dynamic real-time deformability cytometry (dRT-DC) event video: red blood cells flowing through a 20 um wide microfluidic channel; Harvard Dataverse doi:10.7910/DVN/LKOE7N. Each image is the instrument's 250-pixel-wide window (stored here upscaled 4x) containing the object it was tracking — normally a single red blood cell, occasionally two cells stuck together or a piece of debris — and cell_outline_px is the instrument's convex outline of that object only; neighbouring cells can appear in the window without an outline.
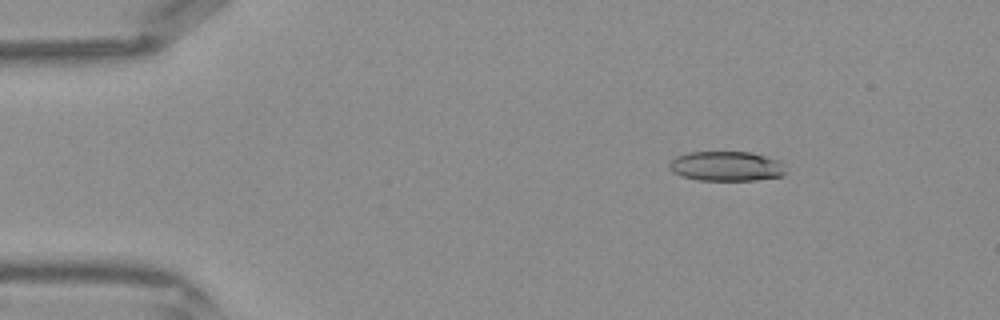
{"species": "Egyptian fruit bat (a non-hibernating species)", "species_latin": "Rousettus aegyptiacus", "temperature_condition": "warm", "stored_images_in_passage": 40, "camera_frame_rate_fps": 3000, "um_per_image_px": 0.085, "frame": {"image": 1, "passage_image": 4, "time_ms": 1.0, "image_size_px": [1000, 320], "cell_outline_px": [[784, 172], [780, 176], [756, 180], [700, 180], [680, 176], [672, 172], [668, 168], [668, 164], [676, 156], [688, 152], [748, 152], [780, 160], [784, 164]], "centroid_in_image_um": [61.69, 14.12], "position_along_channel_um": 23.3, "area_um2": 20.17}}
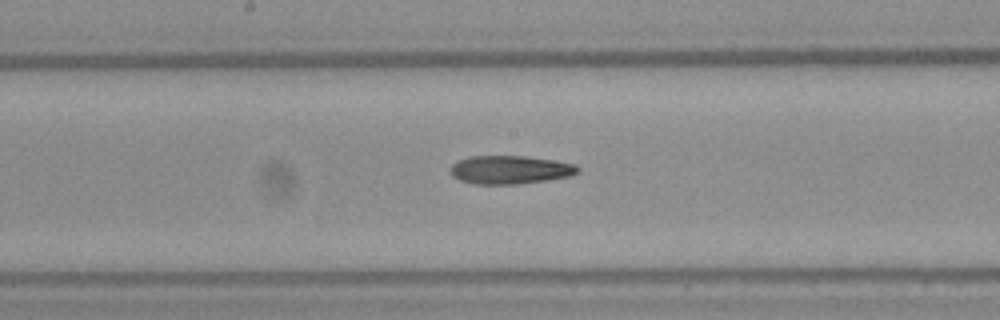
{"frame": {"image": 2, "passage_image": 20, "time_ms": 6.333, "image_size_px": [1000, 320], "cell_outline_px": [[580, 172], [572, 176], [516, 184], [472, 184], [460, 180], [452, 176], [448, 172], [448, 168], [452, 164], [468, 156], [524, 156], [552, 160], [576, 164], [580, 168]], "centroid_in_image_um": [43.33, 14.43], "position_along_channel_um": 204.9, "area_um2": 21.21}}
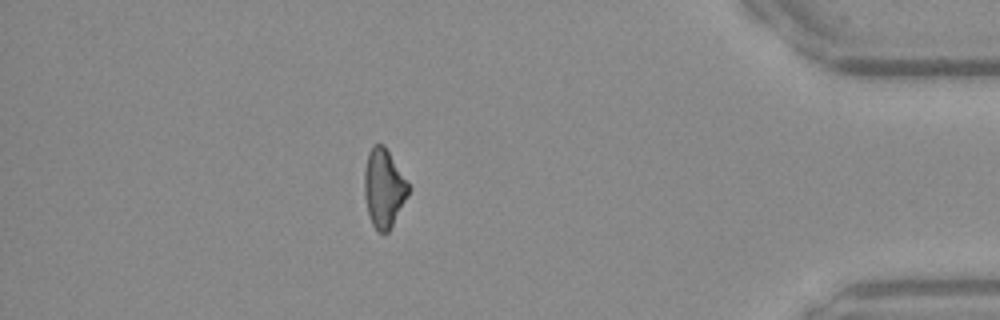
{"frame": {"image": 3, "passage_image": 35, "time_ms": 11.333, "image_size_px": [1000, 320], "cell_outline_px": [[412, 188], [408, 196], [388, 232], [376, 232], [372, 224], [368, 212], [364, 196], [364, 172], [368, 152], [376, 144], [384, 144]], "centroid_in_image_um": [32.63, 15.99], "position_along_channel_um": 402.6, "area_um2": 20.23}}